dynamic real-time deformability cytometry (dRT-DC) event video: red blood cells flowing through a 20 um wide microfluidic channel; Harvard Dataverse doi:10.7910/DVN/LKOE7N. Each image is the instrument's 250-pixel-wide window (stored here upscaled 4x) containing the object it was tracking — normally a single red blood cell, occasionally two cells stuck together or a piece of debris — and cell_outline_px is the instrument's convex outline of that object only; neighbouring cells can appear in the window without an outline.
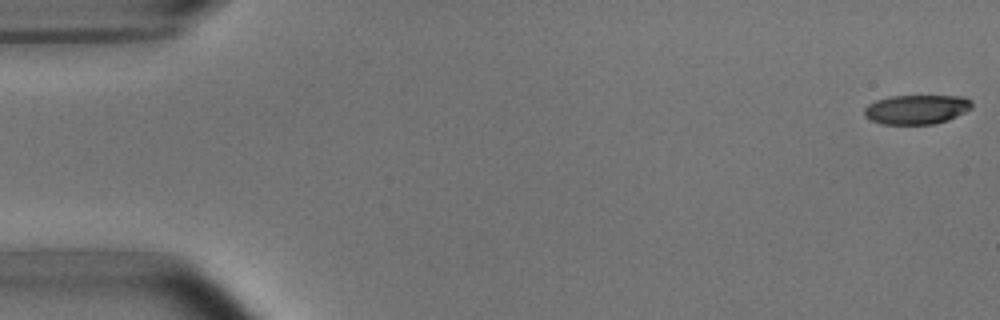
{"species": "common noctule bat (a hibernating species)", "species_latin": "Nyctalus noctula", "temperature_condition": "room temperature", "stored_images_in_passage": 15, "camera_frame_rate_fps": 3000, "um_per_image_px": 0.085, "animal": {"sex": "male", "body_mass_g": 15.6}, "frame": {"image": 1, "passage_image": 1, "time_ms": 0.0, "image_size_px": [1000, 320], "cell_outline_px": [[972, 108], [948, 120], [936, 124], [880, 124], [864, 116], [864, 108], [868, 104], [876, 100], [892, 96], [964, 96], [972, 100]], "centroid_in_image_um": [77.91, 9.3], "position_along_channel_um": 7.1, "area_um2": 18.5}}
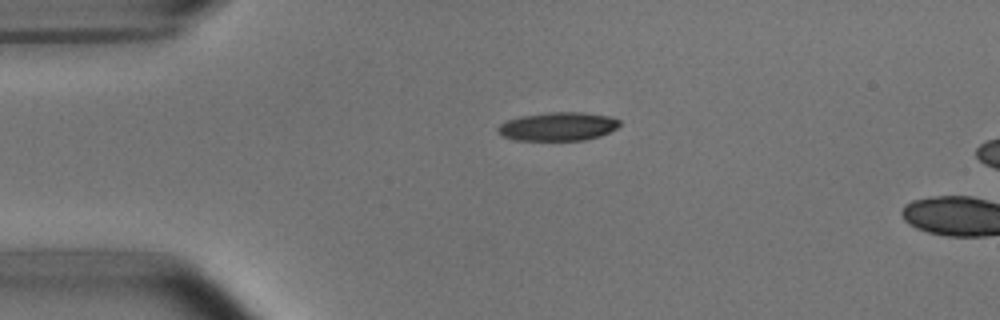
{"frame": {"image": 2, "passage_image": 12, "time_ms": 3.667, "image_size_px": [1000, 320], "cell_outline_px": [[620, 124], [616, 128], [600, 136], [584, 140], [516, 140], [500, 136], [496, 128], [500, 124], [508, 120], [520, 116], [552, 112], [580, 112], [608, 116], [620, 120]], "centroid_in_image_um": [47.39, 10.75], "position_along_channel_um": 37.6, "area_um2": 20.17}}